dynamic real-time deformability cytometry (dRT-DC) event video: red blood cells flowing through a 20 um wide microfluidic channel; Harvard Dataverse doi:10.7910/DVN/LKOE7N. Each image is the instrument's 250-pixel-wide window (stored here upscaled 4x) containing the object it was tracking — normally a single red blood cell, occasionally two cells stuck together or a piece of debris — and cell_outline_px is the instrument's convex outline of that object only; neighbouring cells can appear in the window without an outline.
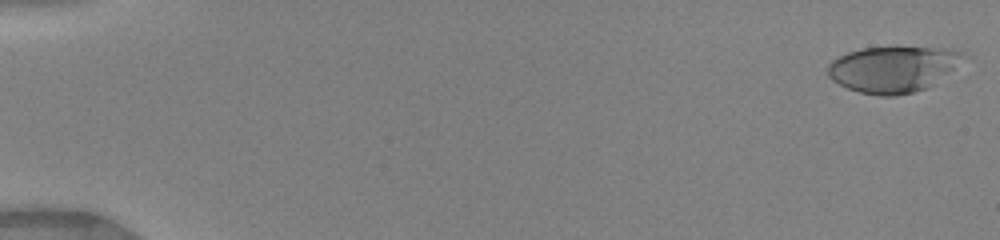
{"species": "human", "species_latin": "Homo sapiens", "temperature_condition": "warm", "stored_images_in_passage": 49, "camera_frame_rate_fps": 3000, "um_per_image_px": 0.085, "donor": {"sex": "female"}, "frame": {"image": 1, "passage_image": 1, "time_ms": 0.0, "image_size_px": [1000, 240], "cell_outline_px": [[968, 56], [928, 88], [896, 96], [880, 96], [860, 92], [848, 88], [832, 80], [828, 76], [828, 64], [832, 60], [848, 52], [860, 48], [896, 44], [952, 48], [964, 52]], "centroid_in_image_um": [75.94, 5.81], "position_along_channel_um": 9.1, "area_um2": 37.45}}
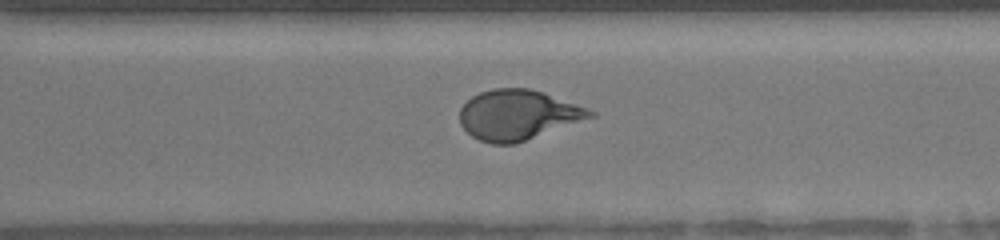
{"frame": {"image": 2, "passage_image": 36, "time_ms": 11.667, "image_size_px": [1000, 240], "cell_outline_px": [[596, 116], [516, 144], [492, 144], [480, 140], [472, 136], [460, 124], [460, 108], [472, 96], [480, 92], [492, 88], [528, 88], [544, 92], [588, 108], [596, 112]], "centroid_in_image_um": [44.04, 9.76], "position_along_channel_um": 326.6, "area_um2": 38.15}}
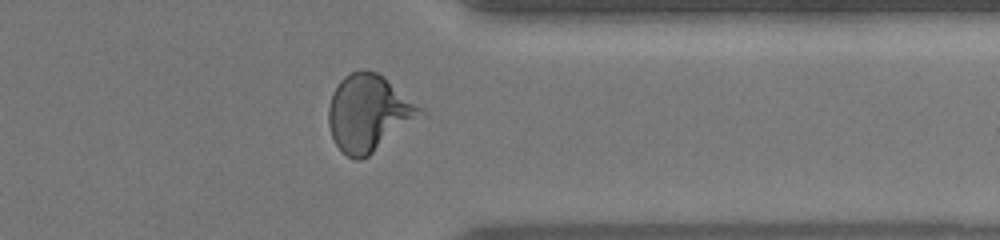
{"frame": {"image": 3, "passage_image": 40, "time_ms": 13.0, "image_size_px": [1000, 240], "cell_outline_px": [[428, 116], [368, 156], [360, 160], [356, 160], [348, 156], [336, 144], [332, 136], [328, 124], [328, 108], [332, 92], [340, 80], [344, 76], [360, 68], [364, 68], [376, 72], [384, 76], [428, 112]], "centroid_in_image_um": [31.42, 9.61], "position_along_channel_um": 380.0, "area_um2": 42.02}, "authors_computed_cell_mechanics": {"area_um2": 37.8012, "velocity_mm_per_s": 4.146, "shape_relaxation_time_tau1_ms": 5.3453, "shape_relaxation_time_tau2_ms": 0.709, "deformation_change_tau1": 0.2237, "deformation_change_tau2": 0.0715}}